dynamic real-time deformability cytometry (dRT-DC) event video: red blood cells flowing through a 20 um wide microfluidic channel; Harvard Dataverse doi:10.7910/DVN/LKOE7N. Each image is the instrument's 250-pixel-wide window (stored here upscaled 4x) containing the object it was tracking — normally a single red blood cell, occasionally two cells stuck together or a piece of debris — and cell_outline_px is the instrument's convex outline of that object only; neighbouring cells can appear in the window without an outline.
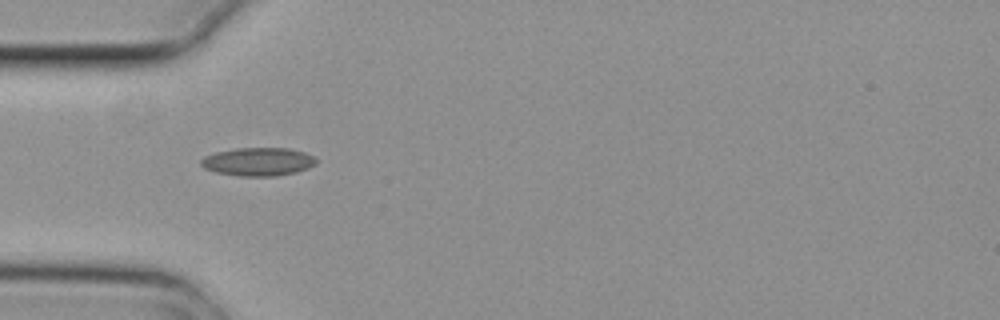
{"species": "common noctule bat (a hibernating species)", "species_latin": "Nyctalus noctula", "temperature_condition": "cold", "stored_images_in_passage": 8, "camera_frame_rate_fps": 3000, "um_per_image_px": 0.085, "animal": {"sex": "female", "body_mass_g": 29.2, "forearm_length_mm": 56.3}, "frame": {"image": 1, "passage_image": 5, "time_ms": 1.333, "image_size_px": [1000, 320], "cell_outline_px": [[316, 164], [308, 168], [296, 172], [276, 176], [240, 176], [216, 172], [204, 168], [200, 164], [200, 160], [204, 156], [216, 152], [236, 148], [288, 148], [304, 152], [312, 156], [316, 160]], "centroid_in_image_um": [21.92, 13.74], "position_along_channel_um": 63.1, "area_um2": 18.96}}
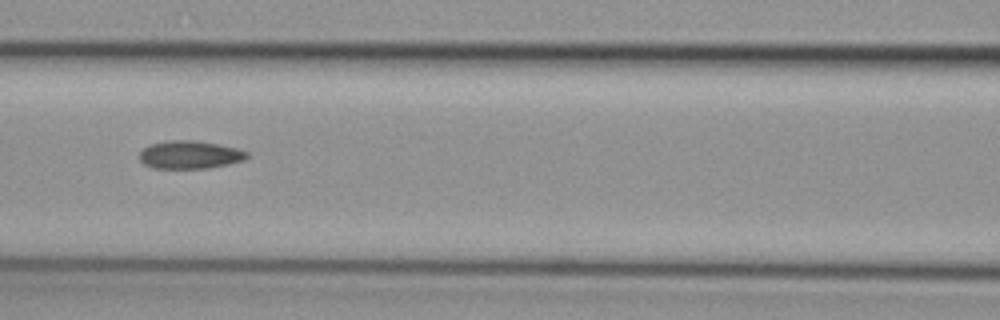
{"frame": {"image": 2, "passage_image": 7, "time_ms": 2.0, "image_size_px": [1000, 320], "cell_outline_px": [[248, 156], [244, 160], [228, 164], [208, 168], [152, 168], [144, 164], [140, 160], [140, 152], [144, 148], [152, 144], [168, 140], [196, 140], [220, 144], [236, 148], [248, 152]], "centroid_in_image_um": [16.15, 13.15], "position_along_channel_um": 150.5, "area_um2": 17.51}}
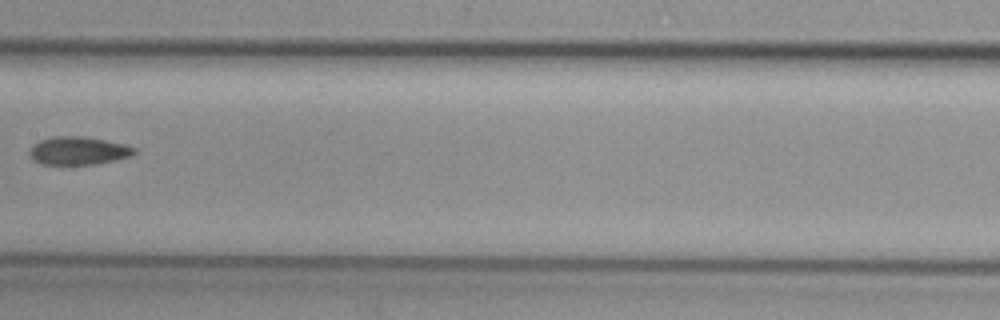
{"frame": {"image": 3, "passage_image": 8, "time_ms": 2.333, "image_size_px": [1000, 320], "cell_outline_px": [[136, 152], [132, 156], [96, 164], [44, 164], [36, 160], [28, 152], [32, 144], [40, 140], [52, 136], [84, 136], [124, 144], [136, 148]], "centroid_in_image_um": [6.67, 12.8], "position_along_channel_um": 200.7, "area_um2": 17.05}}